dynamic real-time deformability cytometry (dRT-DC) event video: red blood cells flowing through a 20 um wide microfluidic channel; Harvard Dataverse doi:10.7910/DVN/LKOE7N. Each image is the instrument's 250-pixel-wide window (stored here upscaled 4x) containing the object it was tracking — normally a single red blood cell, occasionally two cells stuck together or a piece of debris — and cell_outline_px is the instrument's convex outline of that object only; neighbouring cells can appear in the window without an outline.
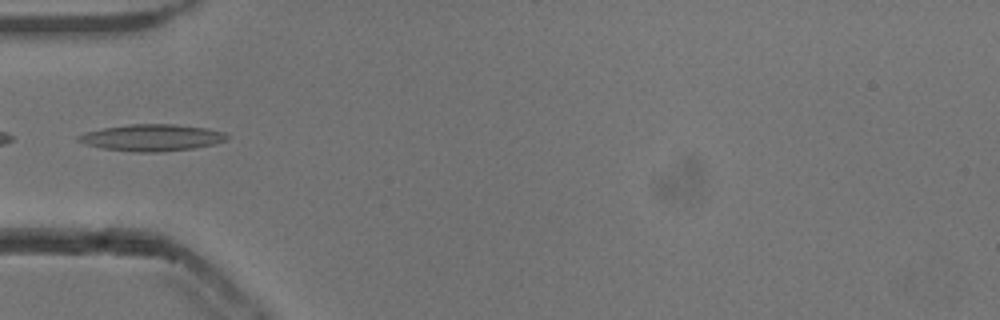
{"species": "common noctule bat (a hibernating species)", "species_latin": "Nyctalus noctula", "temperature_condition": "cold", "stored_images_in_passage": 16, "camera_frame_rate_fps": 3000, "um_per_image_px": 0.085, "animal": {"sex": "male", "body_mass_g": 13.3}, "frame": {"image": 1, "passage_image": 1, "time_ms": 0.0, "image_size_px": [1000, 320], "cell_outline_px": [[228, 140], [216, 144], [192, 148], [156, 152], [140, 152], [104, 148], [84, 144], [76, 140], [76, 136], [84, 132], [104, 128], [128, 124], [172, 124], [208, 128], [224, 132], [228, 136]], "centroid_in_image_um": [12.91, 11.69], "position_along_channel_um": 72.1, "area_um2": 23.06}}
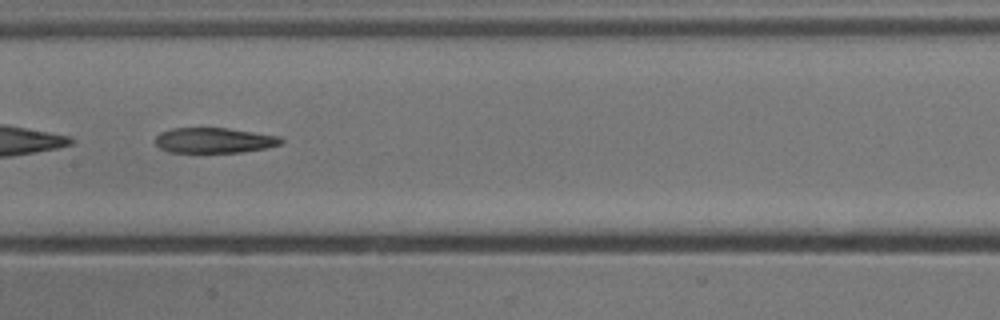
{"frame": {"image": 2, "passage_image": 10, "time_ms": 3.0, "image_size_px": [1000, 320], "cell_outline_px": [[284, 140], [280, 144], [268, 148], [240, 152], [168, 152], [160, 148], [156, 144], [156, 136], [160, 132], [172, 128], [228, 128], [280, 136]], "centroid_in_image_um": [18.21, 11.93], "position_along_channel_um": 189.2, "area_um2": 18.55}}
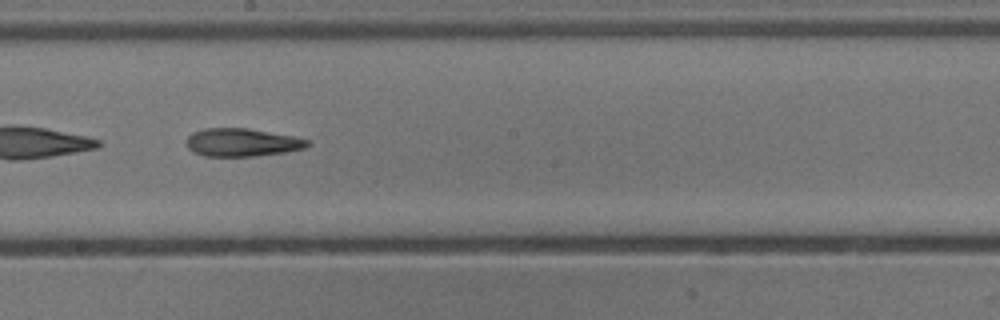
{"frame": {"image": 3, "passage_image": 13, "time_ms": 4.0, "image_size_px": [1000, 320], "cell_outline_px": [[312, 144], [304, 148], [284, 152], [256, 156], [204, 156], [192, 152], [188, 148], [188, 136], [192, 132], [204, 128], [248, 128], [292, 136], [308, 140]], "centroid_in_image_um": [20.56, 12.1], "position_along_channel_um": 227.6, "area_um2": 19.71}}